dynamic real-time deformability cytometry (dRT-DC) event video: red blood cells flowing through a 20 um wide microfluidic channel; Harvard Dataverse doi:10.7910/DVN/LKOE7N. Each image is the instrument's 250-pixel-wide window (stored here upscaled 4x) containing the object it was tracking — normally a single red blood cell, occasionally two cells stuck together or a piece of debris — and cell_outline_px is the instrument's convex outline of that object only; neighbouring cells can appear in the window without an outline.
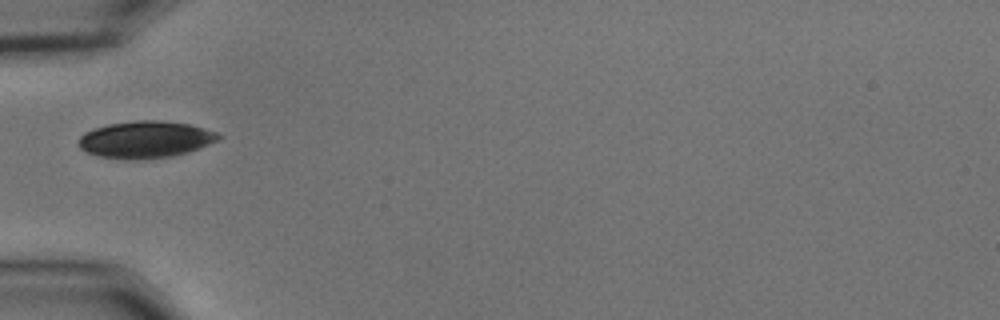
{"species": "common noctule bat (a hibernating species)", "species_latin": "Nyctalus noctula", "temperature_condition": "cold", "stored_images_in_passage": 20, "camera_frame_rate_fps": 3000, "um_per_image_px": 0.085, "animal": {"sex": "male", "body_mass_g": 15.6}, "frame": {"image": 1, "passage_image": 1, "time_ms": 0.0, "image_size_px": [1000, 320], "cell_outline_px": [[224, 136], [216, 140], [188, 152], [172, 156], [100, 156], [88, 152], [80, 148], [80, 136], [84, 132], [108, 124], [136, 120], [160, 120], [188, 124], [204, 128], [216, 132]], "centroid_in_image_um": [12.4, 11.79], "position_along_channel_um": 72.6, "area_um2": 28.67}}
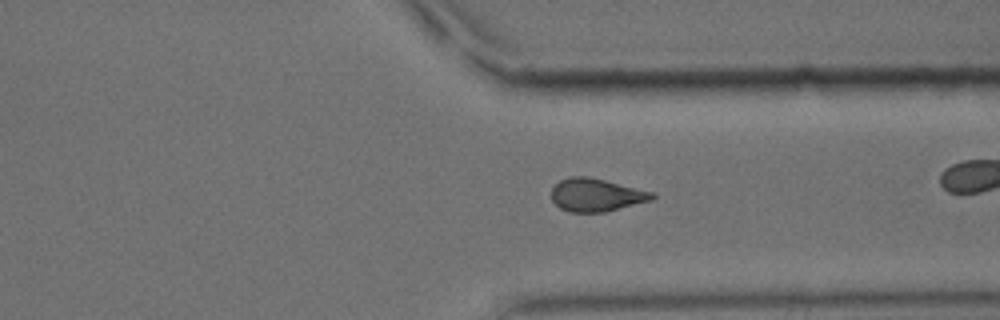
{"frame": {"image": 2, "passage_image": 17, "time_ms": 5.333, "image_size_px": [1000, 320], "cell_outline_px": [[656, 196], [652, 200], [604, 212], [568, 212], [560, 208], [552, 200], [552, 188], [560, 180], [572, 176], [588, 176], [652, 192]], "centroid_in_image_um": [50.65, 16.57], "position_along_channel_um": 360.7, "area_um2": 19.13}}